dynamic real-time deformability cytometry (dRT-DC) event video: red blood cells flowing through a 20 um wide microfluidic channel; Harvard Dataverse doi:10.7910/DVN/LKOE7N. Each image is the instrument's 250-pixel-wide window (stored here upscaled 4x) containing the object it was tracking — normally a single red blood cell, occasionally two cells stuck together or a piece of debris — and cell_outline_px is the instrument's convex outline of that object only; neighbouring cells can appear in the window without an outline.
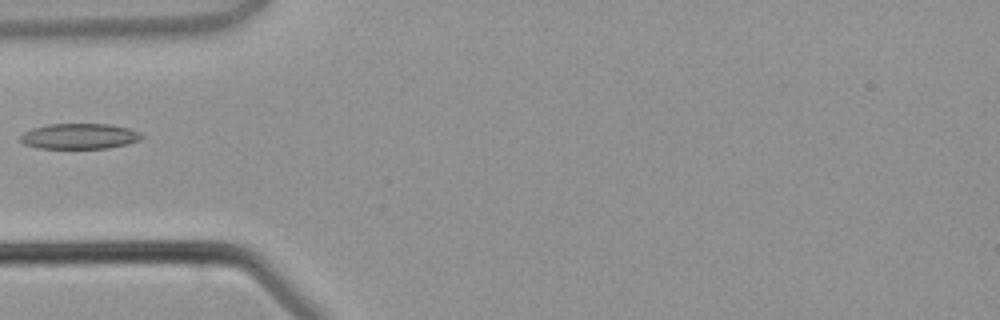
{"species": "common noctule bat (a hibernating species)", "species_latin": "Nyctalus noctula", "temperature_condition": "warm", "stored_images_in_passage": 5, "camera_frame_rate_fps": 3000, "um_per_image_px": 0.085, "animal": {"sex": "male", "body_mass_g": 21.5, "forearm_length_mm": 52.0}, "frame": {"image": 1, "passage_image": 5, "time_ms": 5.0, "image_size_px": [1000, 320], "cell_outline_px": [[144, 136], [140, 140], [128, 144], [108, 148], [40, 148], [24, 144], [20, 140], [20, 136], [24, 132], [32, 128], [48, 124], [108, 124], [128, 128], [140, 132]], "centroid_in_image_um": [6.77, 11.58], "position_along_channel_um": 78.2, "area_um2": 18.03}}